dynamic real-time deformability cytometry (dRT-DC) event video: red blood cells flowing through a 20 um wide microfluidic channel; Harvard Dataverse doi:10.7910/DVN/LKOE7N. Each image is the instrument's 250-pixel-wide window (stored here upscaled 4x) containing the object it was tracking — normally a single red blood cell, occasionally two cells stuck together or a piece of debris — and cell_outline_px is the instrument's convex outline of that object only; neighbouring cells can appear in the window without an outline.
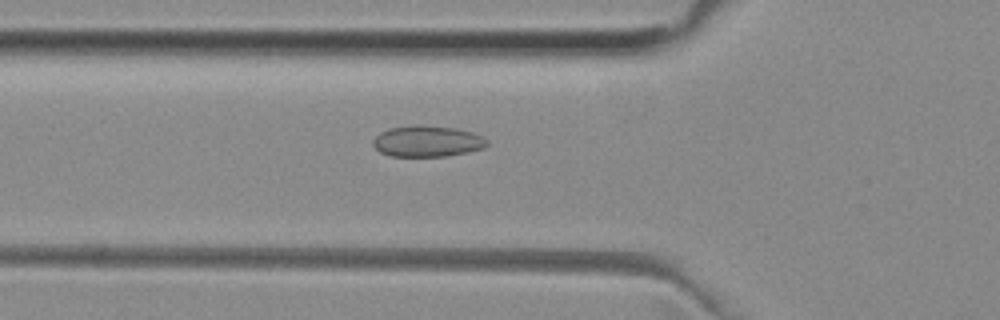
{"species": "common noctule bat (a hibernating species)", "species_latin": "Nyctalus noctula", "temperature_condition": "room temperature", "stored_images_in_passage": 44, "camera_frame_rate_fps": 3000, "um_per_image_px": 0.085, "animal": {"sex": "female", "body_mass_g": 29.2, "forearm_length_mm": 56.3}, "frame": {"image": 1, "passage_image": 18, "time_ms": 5.667, "image_size_px": [1000, 320], "cell_outline_px": [[488, 144], [484, 148], [448, 156], [392, 156], [380, 152], [372, 144], [372, 140], [380, 132], [388, 128], [412, 124], [420, 124], [456, 128], [472, 132], [488, 140]], "centroid_in_image_um": [36.29, 11.99], "position_along_channel_um": 89.5, "area_um2": 20.87}}
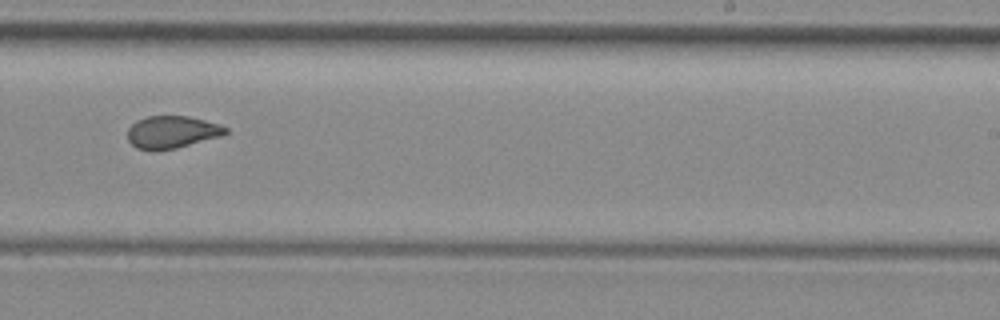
{"frame": {"image": 2, "passage_image": 32, "time_ms": 10.333, "image_size_px": [1000, 320], "cell_outline_px": [[228, 132], [224, 136], [160, 152], [152, 152], [136, 148], [128, 140], [128, 128], [136, 120], [148, 116], [188, 116], [220, 124], [228, 128]], "centroid_in_image_um": [14.62, 11.25], "position_along_channel_um": 274.4, "area_um2": 18.96}}
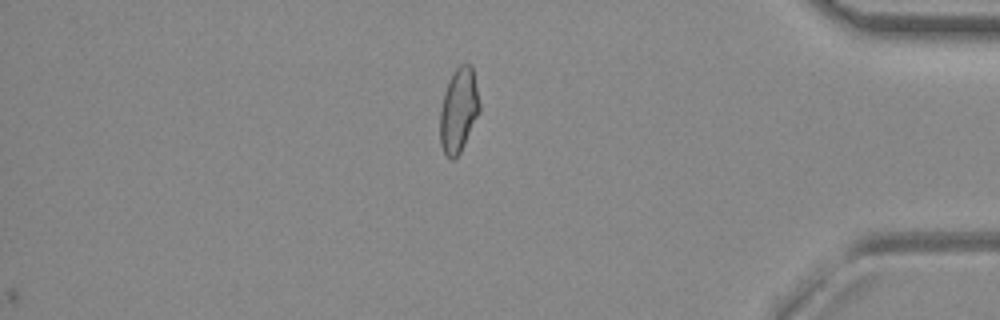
{"frame": {"image": 3, "passage_image": 44, "time_ms": 14.333, "image_size_px": [1000, 320], "cell_outline_px": [[480, 112], [460, 152], [452, 160], [448, 160], [440, 144], [440, 108], [444, 92], [448, 80], [452, 72], [460, 64], [472, 64], [480, 104]], "centroid_in_image_um": [38.97, 9.35], "position_along_channel_um": 396.2, "area_um2": 19.59}, "authors_computed_cell_mechanics": {"area_um2": 19.7387, "velocity_mm_per_s": 3.958, "shape_relaxation_time_tau1_ms": null, "shape_relaxation_time_tau2_ms": 1.0989, "deformation_change_tau1": null, "deformation_change_tau2": 0.0657}}